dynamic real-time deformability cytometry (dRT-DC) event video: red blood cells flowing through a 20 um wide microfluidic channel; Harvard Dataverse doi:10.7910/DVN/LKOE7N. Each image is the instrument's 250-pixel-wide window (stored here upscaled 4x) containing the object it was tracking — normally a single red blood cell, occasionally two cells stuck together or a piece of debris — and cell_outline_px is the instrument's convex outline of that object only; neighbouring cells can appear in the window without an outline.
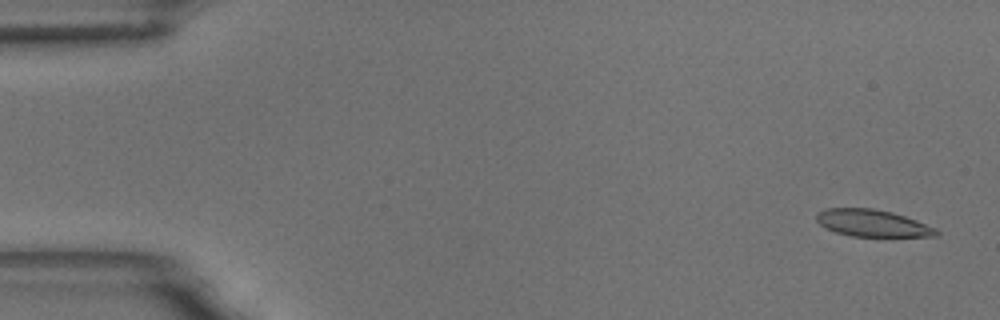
{"species": "common noctule bat (a hibernating species)", "species_latin": "Nyctalus noctula", "temperature_condition": "room temperature", "stored_images_in_passage": 57, "camera_frame_rate_fps": 3000, "um_per_image_px": 0.085, "animal": {"sex": "male", "body_mass_g": 18.8}, "frame": {"image": 1, "passage_image": 1, "time_ms": 0.0, "image_size_px": [1000, 320], "cell_outline_px": [[940, 232], [936, 236], [852, 236], [836, 232], [820, 224], [816, 220], [816, 212], [828, 208], [872, 208], [892, 212], [916, 220], [936, 228]], "centroid_in_image_um": [74.15, 18.96], "position_along_channel_um": 10.8, "area_um2": 18.67}}
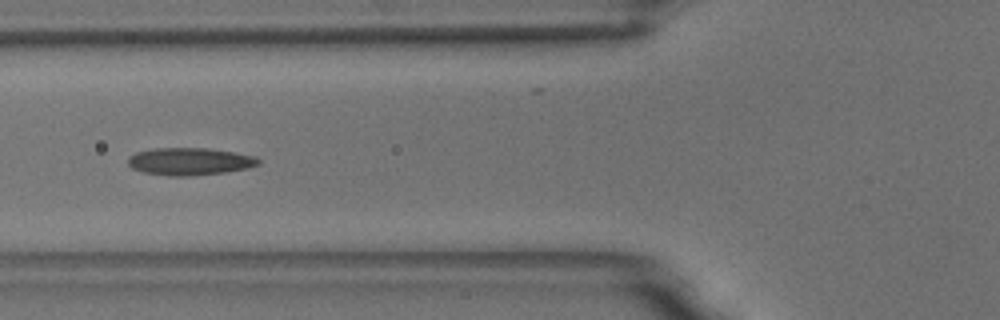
{"frame": {"image": 2, "passage_image": 21, "time_ms": 6.667, "image_size_px": [1000, 320], "cell_outline_px": [[260, 164], [248, 168], [224, 172], [188, 176], [168, 176], [144, 172], [132, 168], [128, 164], [128, 156], [136, 152], [156, 148], [208, 148], [236, 152], [256, 156], [260, 160]], "centroid_in_image_um": [16.14, 13.71], "position_along_channel_um": 109.7, "area_um2": 20.92}}
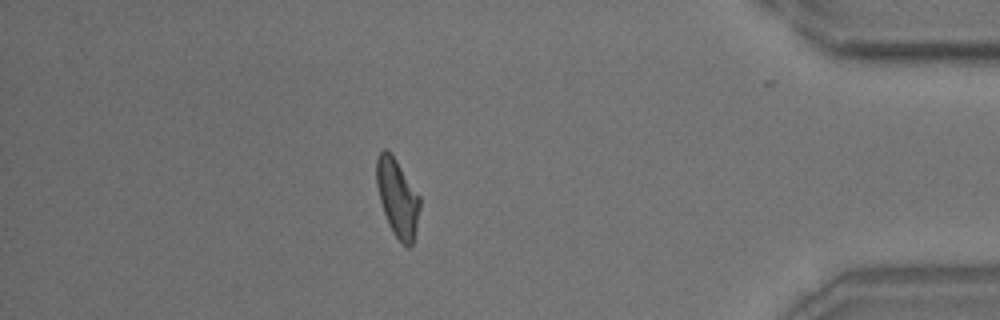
{"frame": {"image": 3, "passage_image": 50, "time_ms": 16.333, "image_size_px": [1000, 320], "cell_outline_px": [[420, 208], [416, 228], [412, 244], [408, 248], [392, 232], [388, 224], [380, 200], [376, 184], [376, 156], [384, 148], [396, 160], [420, 196]], "centroid_in_image_um": [33.77, 16.81], "position_along_channel_um": 401.4, "area_um2": 19.36}, "authors_computed_cell_mechanics": {"area_um2": 19.9988, "velocity_mm_per_s": 3.4288, "shape_relaxation_time_tau1_ms": 8.9615, "shape_relaxation_time_tau2_ms": 3.3034, "deformation_change_tau1": 0.2091, "deformation_change_tau2": 0.12}}